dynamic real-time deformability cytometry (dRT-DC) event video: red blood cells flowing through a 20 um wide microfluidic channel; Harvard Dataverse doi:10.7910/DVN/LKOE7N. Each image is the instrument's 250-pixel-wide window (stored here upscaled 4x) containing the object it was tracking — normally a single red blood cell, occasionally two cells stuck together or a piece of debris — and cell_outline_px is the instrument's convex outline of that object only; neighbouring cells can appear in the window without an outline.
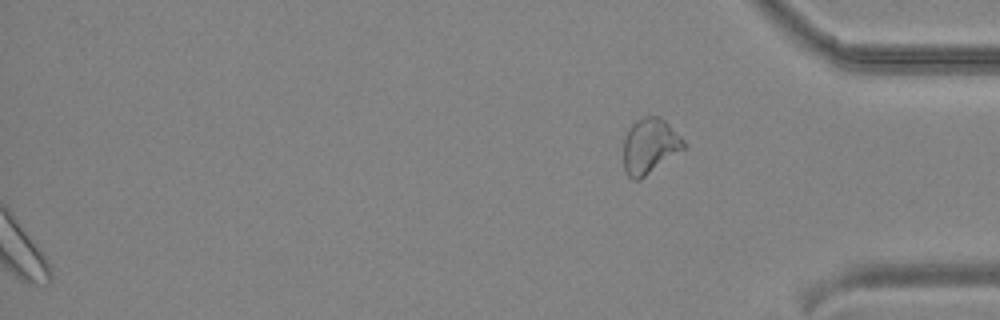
{"species": "common noctule bat (a hibernating species)", "species_latin": "Nyctalus noctula", "temperature_condition": "cold", "stored_images_in_passage": 40, "segment_of_instrument_passage": [2, 2], "camera_frame_rate_fps": 3000, "um_per_image_px": 0.085, "animal": {"sex": "male", "body_mass_g": 19.2, "forearm_length_mm": 51.8}, "frame": {"image": 1, "passage_image": 40, "time_ms": 13.0, "image_size_px": [1000, 320], "cell_outline_px": [[684, 148], [640, 180], [632, 180], [624, 172], [624, 136], [632, 124], [636, 120], [644, 116], [660, 116], [684, 140]], "centroid_in_image_um": [55.19, 12.42], "position_along_channel_um": 380.0, "area_um2": 19.25}}